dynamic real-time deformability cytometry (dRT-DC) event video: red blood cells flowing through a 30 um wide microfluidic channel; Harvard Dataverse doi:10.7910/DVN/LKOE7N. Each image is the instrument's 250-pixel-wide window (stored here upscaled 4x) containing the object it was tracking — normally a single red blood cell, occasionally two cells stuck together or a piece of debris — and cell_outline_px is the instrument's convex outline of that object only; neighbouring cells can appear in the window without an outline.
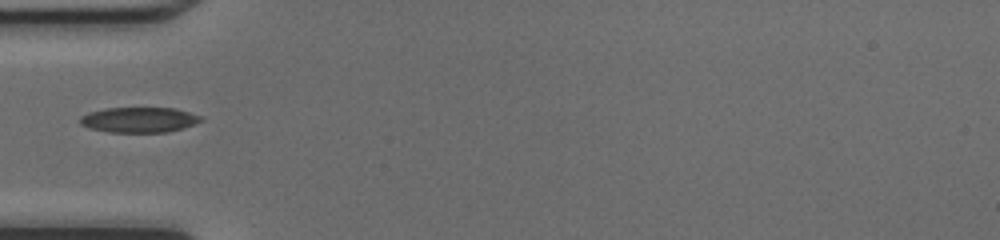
{"species": "common noctule bat (a hibernating species)", "species_latin": "Nyctalus noctula", "temperature_condition": "cold", "stored_images_in_passage": 33, "camera_frame_rate_fps": 3000, "um_per_image_px": 0.085, "animal": {"sex": "female", "body_mass_g": 17.0, "forearm_length_mm": 48.0}, "frame": {"image": 1, "passage_image": 1, "time_ms": 0.0, "image_size_px": [1000, 240], "cell_outline_px": [[204, 120], [184, 128], [168, 132], [108, 132], [88, 128], [80, 124], [80, 116], [88, 112], [104, 108], [176, 108], [204, 116]], "centroid_in_image_um": [11.85, 10.18], "position_along_channel_um": 73.2, "area_um2": 18.09}}
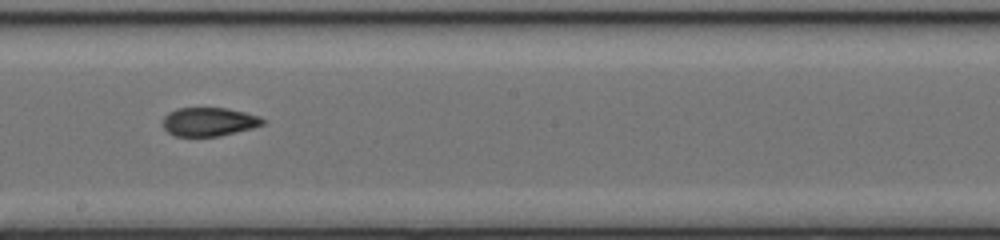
{"frame": {"image": 2, "passage_image": 12, "time_ms": 3.667, "image_size_px": [1000, 240], "cell_outline_px": [[268, 120], [264, 124], [252, 128], [220, 136], [176, 136], [168, 132], [164, 128], [164, 116], [168, 112], [176, 108], [228, 108], [260, 116]], "centroid_in_image_um": [17.8, 10.34], "position_along_channel_um": 230.4, "area_um2": 16.76}}
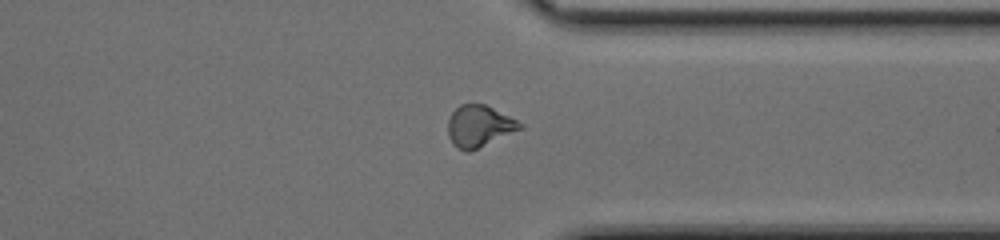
{"frame": {"image": 3, "passage_image": 22, "time_ms": 7.0, "image_size_px": [1000, 240], "cell_outline_px": [[524, 128], [468, 152], [456, 148], [452, 144], [448, 136], [448, 120], [452, 112], [460, 104], [484, 104], [524, 124]], "centroid_in_image_um": [40.71, 10.73], "position_along_channel_um": 370.7, "area_um2": 17.34}}